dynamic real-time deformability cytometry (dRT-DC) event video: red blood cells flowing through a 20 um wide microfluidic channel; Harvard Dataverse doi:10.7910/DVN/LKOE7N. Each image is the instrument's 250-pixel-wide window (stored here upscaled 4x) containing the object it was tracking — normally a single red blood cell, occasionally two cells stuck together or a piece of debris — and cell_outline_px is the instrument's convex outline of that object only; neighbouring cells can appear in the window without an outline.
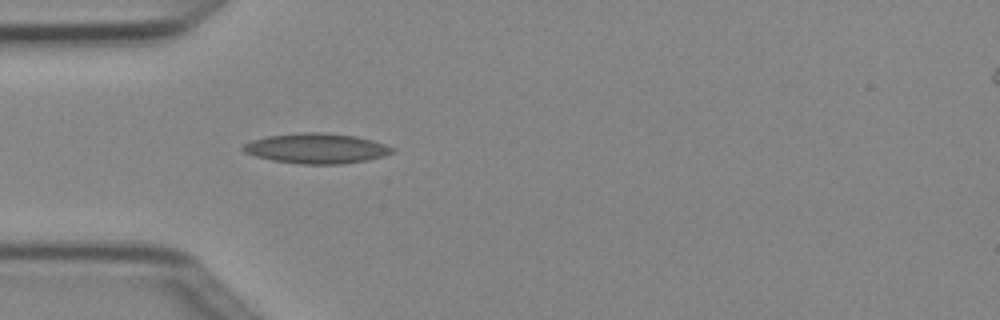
{"species": "Egyptian fruit bat (a non-hibernating species)", "species_latin": "Rousettus aegyptiacus", "temperature_condition": "cold", "stored_images_in_passage": 1, "camera_frame_rate_fps": 3000, "um_per_image_px": 0.085, "animal": {"sex": "female"}, "frame": {"image": 1, "passage_image": 1, "time_ms": 0.0, "image_size_px": [1000, 320], "cell_outline_px": [[396, 152], [384, 156], [368, 160], [340, 164], [300, 164], [272, 160], [256, 156], [244, 152], [240, 148], [244, 144], [252, 140], [268, 136], [300, 132], [324, 132], [356, 136], [372, 140], [396, 148]], "centroid_in_image_um": [26.93, 12.61], "position_along_channel_um": 58.1, "area_um2": 26.36}}